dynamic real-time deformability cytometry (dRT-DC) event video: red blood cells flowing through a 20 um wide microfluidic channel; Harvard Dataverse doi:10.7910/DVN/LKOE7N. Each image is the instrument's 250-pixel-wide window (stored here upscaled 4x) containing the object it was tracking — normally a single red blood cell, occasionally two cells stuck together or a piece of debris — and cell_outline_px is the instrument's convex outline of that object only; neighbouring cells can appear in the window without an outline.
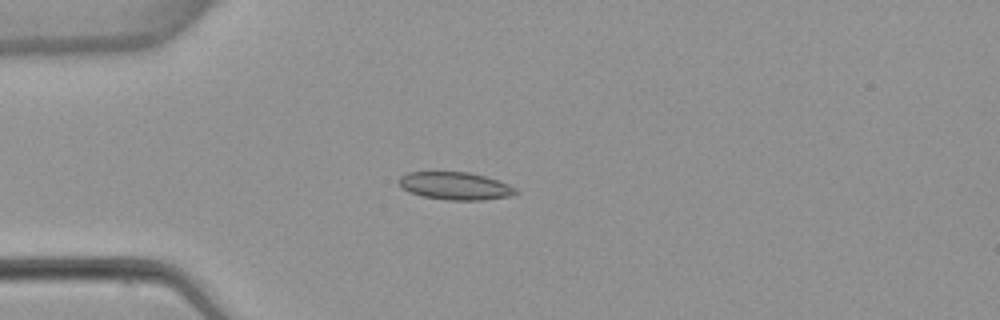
{"species": "common noctule bat (a hibernating species)", "species_latin": "Nyctalus noctula", "temperature_condition": "warm", "stored_images_in_passage": 4, "camera_frame_rate_fps": 3000, "um_per_image_px": 0.085, "animal": {"sex": "female", "body_mass_g": 22.7, "forearm_length_mm": 54.2}, "frame": {"image": 1, "passage_image": 4, "time_ms": 3.667, "image_size_px": [1000, 320], "cell_outline_px": [[520, 192], [512, 196], [484, 200], [448, 200], [420, 196], [408, 192], [400, 188], [400, 176], [408, 172], [468, 172], [484, 176], [508, 184], [516, 188]], "centroid_in_image_um": [38.69, 15.82], "position_along_channel_um": 46.3, "area_um2": 18.96}}